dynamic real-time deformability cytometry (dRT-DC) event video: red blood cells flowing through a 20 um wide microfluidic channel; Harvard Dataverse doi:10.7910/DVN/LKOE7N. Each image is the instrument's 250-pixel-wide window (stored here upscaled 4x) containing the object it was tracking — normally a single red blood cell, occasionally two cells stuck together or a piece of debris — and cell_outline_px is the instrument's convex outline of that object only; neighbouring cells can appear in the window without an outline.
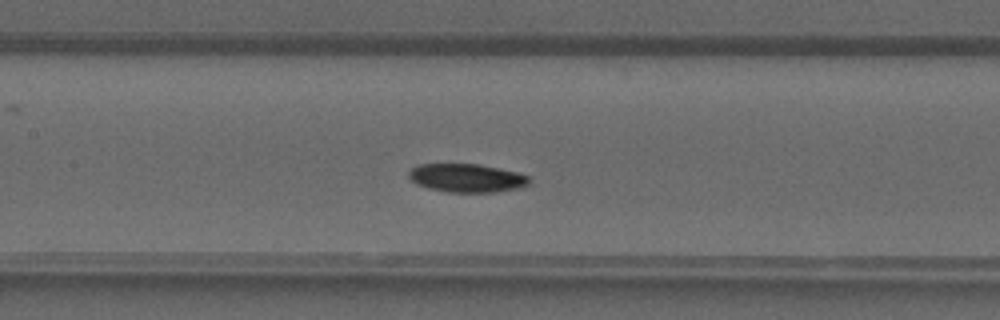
{"species": "common noctule bat (a hibernating species)", "species_latin": "Nyctalus noctula", "temperature_condition": "warm", "stored_images_in_passage": 37, "camera_frame_rate_fps": 3000, "um_per_image_px": 0.085, "animal": {"sex": "male", "forearm_length_mm": 52.5}, "frame": {"image": 1, "passage_image": 15, "time_ms": 4.667, "image_size_px": [1000, 320], "cell_outline_px": [[528, 184], [520, 188], [496, 192], [448, 192], [428, 188], [416, 184], [408, 176], [408, 172], [412, 168], [420, 164], [480, 164], [516, 172], [528, 176]], "centroid_in_image_um": [39.65, 15.13], "position_along_channel_um": 167.7, "area_um2": 19.88}}
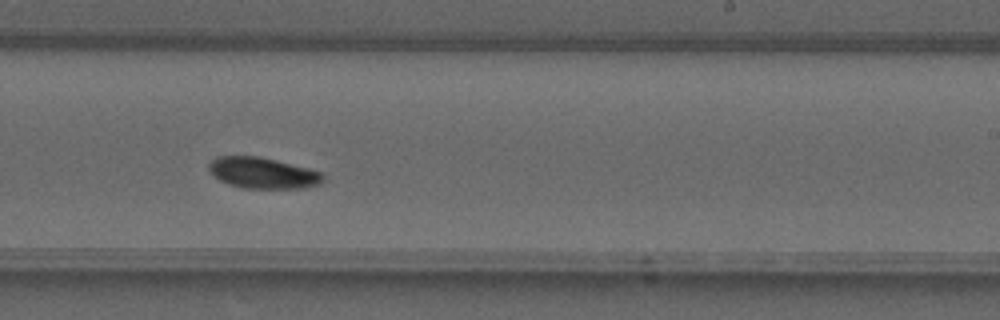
{"frame": {"image": 2, "passage_image": 21, "time_ms": 6.667, "image_size_px": [1000, 320], "cell_outline_px": [[324, 180], [320, 184], [304, 188], [244, 188], [228, 184], [220, 180], [208, 168], [208, 164], [216, 156], [260, 156], [324, 172]], "centroid_in_image_um": [22.37, 14.7], "position_along_channel_um": 266.6, "area_um2": 20.69}}
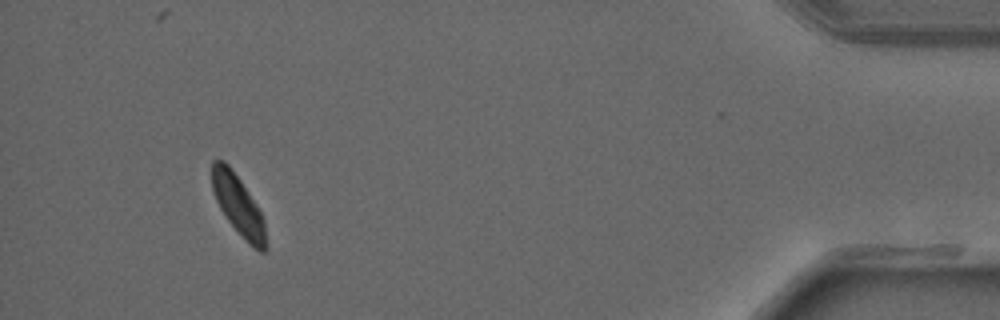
{"frame": {"image": 3, "passage_image": 34, "time_ms": 11.0, "image_size_px": [1000, 320], "cell_outline_px": [[268, 248], [264, 252], [260, 252], [248, 244], [228, 220], [220, 208], [216, 200], [212, 188], [212, 160], [224, 160], [228, 164], [240, 180], [248, 192], [260, 212], [264, 220]], "centroid_in_image_um": [20.27, 17.48], "position_along_channel_um": 414.9, "area_um2": 18.67}}